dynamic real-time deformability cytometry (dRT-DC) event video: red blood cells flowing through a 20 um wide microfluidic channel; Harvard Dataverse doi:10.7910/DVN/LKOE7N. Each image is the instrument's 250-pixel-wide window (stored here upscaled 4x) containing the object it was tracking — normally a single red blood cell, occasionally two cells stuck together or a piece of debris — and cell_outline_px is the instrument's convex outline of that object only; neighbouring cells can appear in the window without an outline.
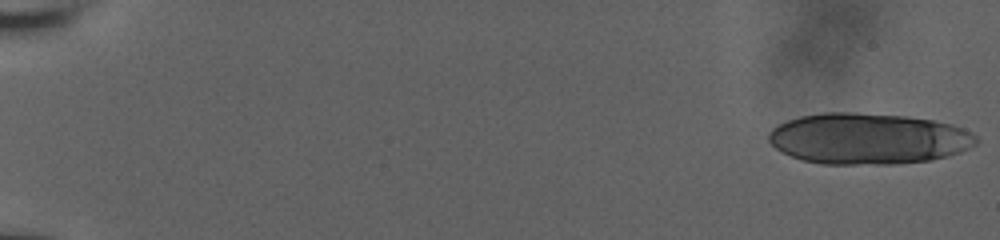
{"species": "human", "species_latin": "Homo sapiens", "temperature_condition": "room temperature", "stored_images_in_passage": 21, "camera_frame_rate_fps": 3000, "um_per_image_px": 0.085, "donor": {"sex": "male"}, "frame": {"image": 1, "passage_image": 1, "time_ms": 0.0, "image_size_px": [1000, 240], "cell_outline_px": [[980, 140], [976, 144], [960, 152], [928, 160], [896, 164], [824, 164], [804, 160], [792, 156], [776, 148], [768, 140], [768, 136], [772, 128], [788, 120], [800, 116], [824, 112], [856, 112], [908, 116], [932, 120], [952, 124], [964, 128], [972, 132]], "centroid_in_image_um": [73.82, 11.77], "position_along_channel_um": 11.2, "area_um2": 61.79}}